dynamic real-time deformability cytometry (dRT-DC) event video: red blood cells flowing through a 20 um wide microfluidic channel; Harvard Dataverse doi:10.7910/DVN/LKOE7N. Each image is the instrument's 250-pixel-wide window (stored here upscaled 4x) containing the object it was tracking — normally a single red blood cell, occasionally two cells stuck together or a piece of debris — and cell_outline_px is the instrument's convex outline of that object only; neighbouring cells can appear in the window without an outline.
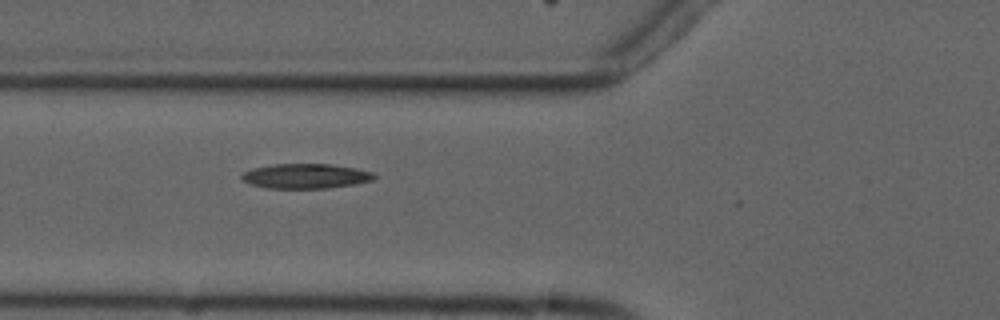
{"species": "common noctule bat (a hibernating species)", "species_latin": "Nyctalus noctula", "temperature_condition": "cold", "stored_images_in_passage": 6, "camera_frame_rate_fps": 3000, "um_per_image_px": 0.085, "animal": {"sex": "male", "forearm_length_mm": 52.5}, "frame": {"image": 1, "passage_image": 6, "time_ms": 6.667, "image_size_px": [1000, 320], "cell_outline_px": [[376, 180], [356, 184], [328, 188], [268, 188], [248, 184], [240, 176], [244, 172], [252, 168], [272, 164], [332, 164], [356, 168], [372, 172], [376, 176]], "centroid_in_image_um": [26.01, 14.97], "position_along_channel_um": 99.8, "area_um2": 19.31}}